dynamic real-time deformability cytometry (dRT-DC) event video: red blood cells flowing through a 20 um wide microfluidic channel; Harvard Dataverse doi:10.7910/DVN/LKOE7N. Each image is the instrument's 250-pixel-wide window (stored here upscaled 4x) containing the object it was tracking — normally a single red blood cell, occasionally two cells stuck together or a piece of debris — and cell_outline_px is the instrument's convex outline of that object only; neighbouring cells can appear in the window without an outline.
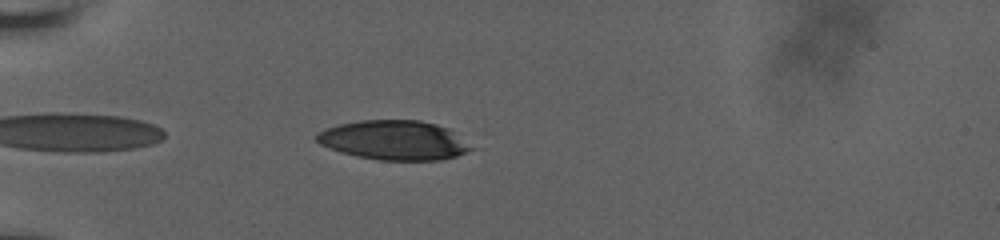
{"species": "human", "species_latin": "Homo sapiens", "temperature_condition": "room temperature", "stored_images_in_passage": 17, "camera_frame_rate_fps": 3000, "um_per_image_px": 0.085, "donor": {"sex": "male"}, "frame": {"image": 1, "passage_image": 13, "time_ms": 6.0, "image_size_px": [1000, 240], "cell_outline_px": [[480, 148], [456, 156], [440, 160], [380, 160], [356, 156], [340, 152], [328, 148], [320, 144], [316, 140], [316, 132], [340, 124], [360, 120], [420, 120], [436, 124], [448, 128]], "centroid_in_image_um": [33.57, 11.92], "position_along_channel_um": 51.4, "area_um2": 35.95}}